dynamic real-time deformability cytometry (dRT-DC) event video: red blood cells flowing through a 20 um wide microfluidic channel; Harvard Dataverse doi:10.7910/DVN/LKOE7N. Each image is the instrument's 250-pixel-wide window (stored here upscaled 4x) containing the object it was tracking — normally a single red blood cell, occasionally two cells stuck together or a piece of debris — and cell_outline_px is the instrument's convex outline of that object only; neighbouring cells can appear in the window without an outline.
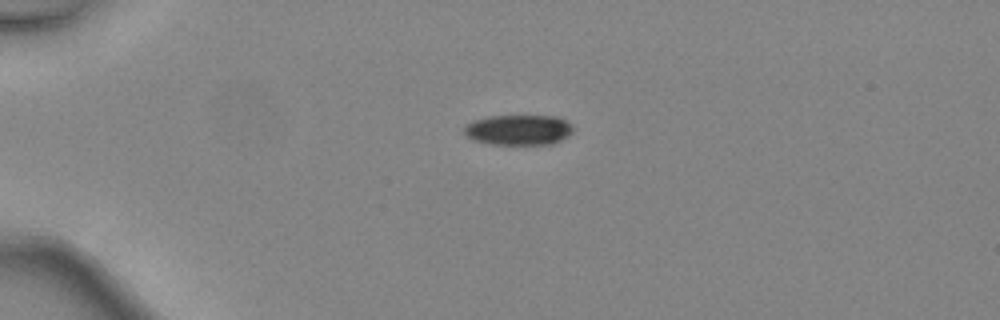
{"species": "common noctule bat (a hibernating species)", "species_latin": "Nyctalus noctula", "temperature_condition": "warm", "stored_images_in_passage": 35, "camera_frame_rate_fps": 3000, "um_per_image_px": 0.085, "animal": {"sex": "female", "body_mass_g": 24.6, "forearm_length_mm": 56.2}, "frame": {"image": 1, "passage_image": 1, "time_ms": 0.0, "image_size_px": [1000, 320], "cell_outline_px": [[572, 132], [568, 136], [552, 144], [492, 144], [472, 140], [464, 132], [464, 128], [472, 120], [488, 116], [556, 116], [572, 124]], "centroid_in_image_um": [44.07, 11.04], "position_along_channel_um": 40.9, "area_um2": 19.19}}
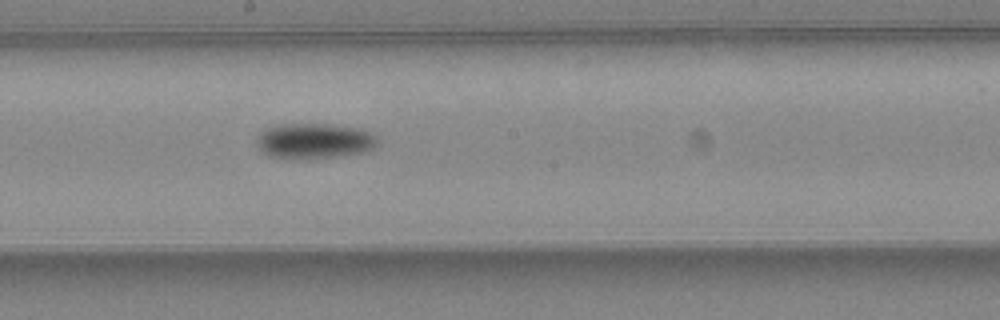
{"frame": {"image": 2, "passage_image": 16, "time_ms": 5.0, "image_size_px": [1000, 320], "cell_outline_px": [[376, 144], [372, 148], [364, 152], [308, 160], [288, 160], [268, 156], [256, 144], [256, 136], [264, 128], [284, 124], [328, 124], [360, 128], [372, 132], [376, 136]], "centroid_in_image_um": [26.66, 12.0], "position_along_channel_um": 221.5, "area_um2": 25.43}}
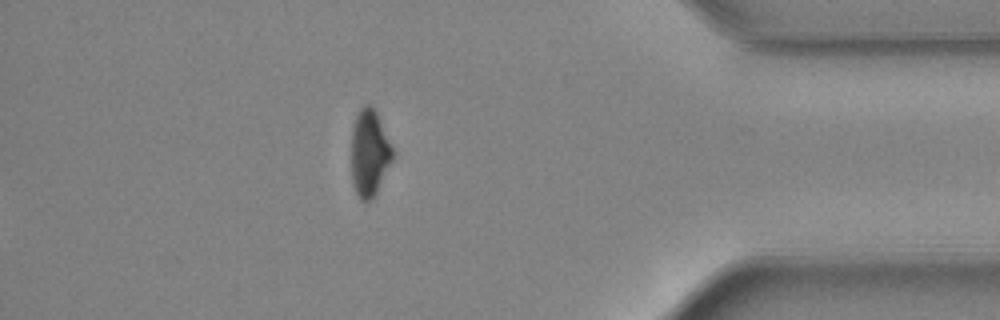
{"frame": {"image": 3, "passage_image": 30, "time_ms": 9.667, "image_size_px": [1000, 320], "cell_outline_px": [[392, 160], [372, 200], [360, 200], [352, 184], [352, 128], [356, 116], [360, 108], [364, 104], [368, 104], [376, 112], [392, 148]], "centroid_in_image_um": [31.37, 13.01], "position_along_channel_um": 403.8, "area_um2": 20.35}, "authors_computed_cell_mechanics": {"area_um2": 22.4842, "velocity_mm_per_s": 4.577, "shape_relaxation_time_tau1_ms": 3.4892, "shape_relaxation_time_tau2_ms": null, "deformation_change_tau1": 0.1394, "deformation_change_tau2": null}}